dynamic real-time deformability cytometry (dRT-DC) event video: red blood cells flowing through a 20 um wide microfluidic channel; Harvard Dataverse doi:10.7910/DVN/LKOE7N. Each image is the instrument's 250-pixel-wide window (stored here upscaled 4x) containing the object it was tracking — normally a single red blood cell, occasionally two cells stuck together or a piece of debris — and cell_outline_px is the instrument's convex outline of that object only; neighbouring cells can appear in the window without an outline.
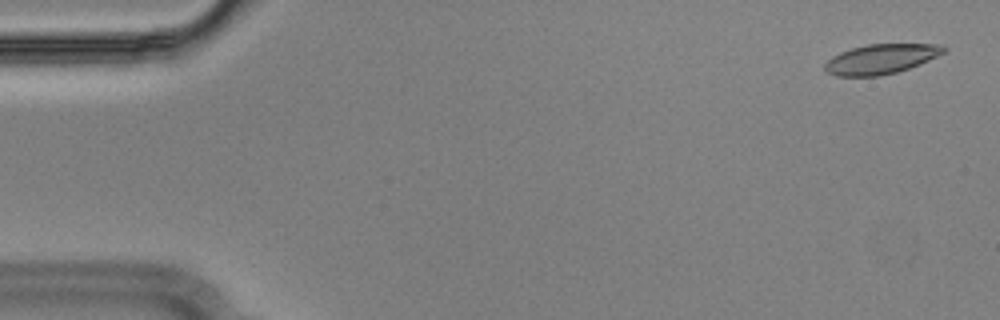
{"species": "Egyptian fruit bat (a non-hibernating species)", "species_latin": "Rousettus aegyptiacus", "temperature_condition": "cold", "stored_images_in_passage": 55, "camera_frame_rate_fps": 3000, "um_per_image_px": 0.085, "animal": {"sex": "male"}, "frame": {"image": 1, "passage_image": 2, "time_ms": 0.333, "image_size_px": [1000, 320], "cell_outline_px": [[948, 48], [944, 52], [920, 64], [896, 72], [876, 76], [836, 76], [828, 72], [824, 68], [824, 64], [832, 56], [840, 52], [852, 48], [868, 44], [944, 44]], "centroid_in_image_um": [74.88, 5.01], "position_along_channel_um": 10.1, "area_um2": 20.52}}
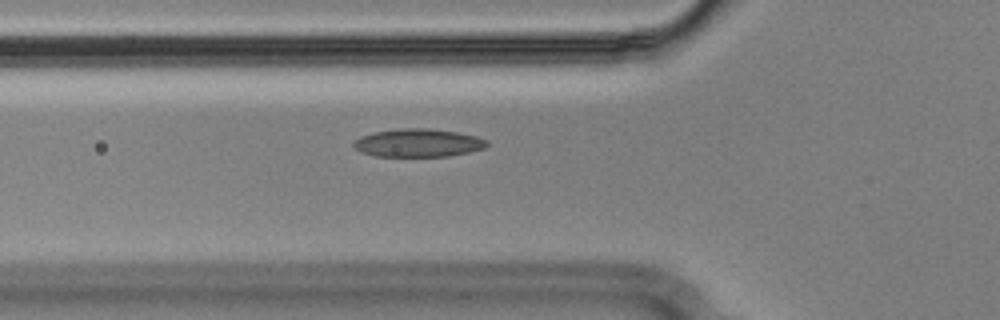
{"frame": {"image": 2, "passage_image": 19, "time_ms": 6.0, "image_size_px": [1000, 320], "cell_outline_px": [[488, 144], [484, 148], [468, 152], [448, 156], [376, 156], [360, 152], [352, 144], [360, 136], [376, 132], [400, 128], [424, 128], [456, 132], [476, 136], [488, 140]], "centroid_in_image_um": [35.54, 12.15], "position_along_channel_um": 90.3, "area_um2": 21.62}}
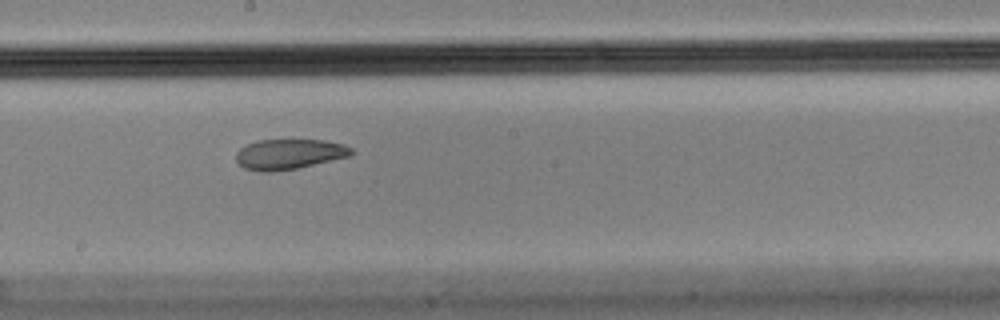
{"frame": {"image": 3, "passage_image": 30, "time_ms": 9.667, "image_size_px": [1000, 320], "cell_outline_px": [[352, 156], [296, 168], [272, 172], [260, 172], [244, 168], [236, 160], [236, 152], [240, 148], [256, 140], [324, 140], [344, 144], [352, 148]], "centroid_in_image_um": [24.58, 13.1], "position_along_channel_um": 223.6, "area_um2": 20.35}, "authors_computed_cell_mechanics": {"area_um2": 21.6172, "velocity_mm_per_s": 3.6204, "shape_relaxation_time_tau1_ms": null, "shape_relaxation_time_tau2_ms": 2.614, "deformation_change_tau1": null, "deformation_change_tau2": 0.0623}}